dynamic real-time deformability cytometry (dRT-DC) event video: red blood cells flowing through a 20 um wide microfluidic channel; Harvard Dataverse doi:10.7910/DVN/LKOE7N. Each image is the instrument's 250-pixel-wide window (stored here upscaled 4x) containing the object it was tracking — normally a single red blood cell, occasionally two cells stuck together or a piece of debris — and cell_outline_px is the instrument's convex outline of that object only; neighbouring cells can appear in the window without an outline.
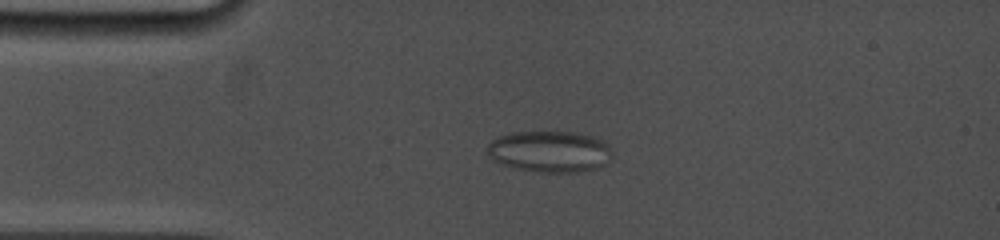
{"species": "common noctule bat (a hibernating species)", "species_latin": "Nyctalus noctula", "temperature_condition": "cold", "stored_images_in_passage": 31, "camera_frame_rate_fps": 5000, "um_per_image_px": 0.085, "animal": {"sex": "female", "body_mass_g": 19.0, "forearm_length_mm": 53.3}, "frame": {"image": 1, "passage_image": 7, "time_ms": 3.6, "image_size_px": [1000, 240], "cell_outline_px": [[612, 156], [604, 164], [596, 168], [576, 172], [544, 172], [516, 168], [492, 160], [484, 152], [488, 144], [492, 140], [500, 136], [512, 132], [576, 132], [592, 136], [604, 140], [612, 148]], "centroid_in_image_um": [46.72, 12.87], "position_along_channel_um": 38.3, "area_um2": 30.23}}
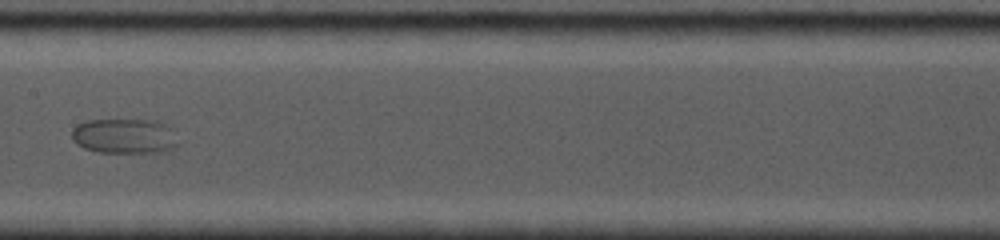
{"frame": {"image": 2, "passage_image": 15, "time_ms": 8.6, "image_size_px": [1000, 240], "cell_outline_px": [[180, 144], [168, 152], [100, 152], [84, 148], [76, 144], [72, 140], [72, 128], [76, 124], [88, 120], [160, 120], [168, 128]], "centroid_in_image_um": [10.56, 11.57], "position_along_channel_um": 196.8, "area_um2": 21.79}}
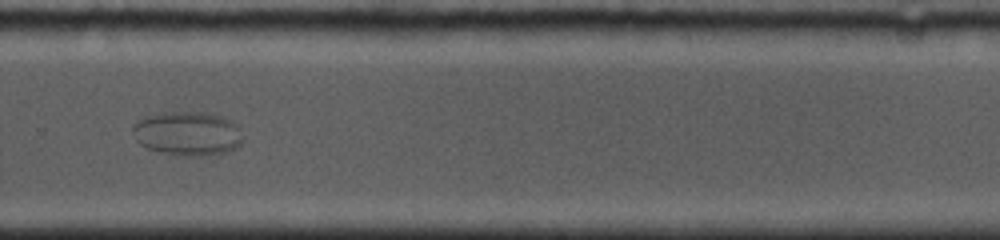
{"frame": {"image": 3, "passage_image": 20, "time_ms": 11.8, "image_size_px": [1000, 240], "cell_outline_px": [[240, 144], [236, 148], [224, 152], [196, 156], [184, 156], [160, 152], [148, 148], [140, 144], [136, 140], [132, 132], [132, 128], [136, 120], [160, 112], [204, 112], [224, 116], [236, 124], [240, 128]], "centroid_in_image_um": [15.91, 11.33], "position_along_channel_um": 313.9, "area_um2": 28.26}}